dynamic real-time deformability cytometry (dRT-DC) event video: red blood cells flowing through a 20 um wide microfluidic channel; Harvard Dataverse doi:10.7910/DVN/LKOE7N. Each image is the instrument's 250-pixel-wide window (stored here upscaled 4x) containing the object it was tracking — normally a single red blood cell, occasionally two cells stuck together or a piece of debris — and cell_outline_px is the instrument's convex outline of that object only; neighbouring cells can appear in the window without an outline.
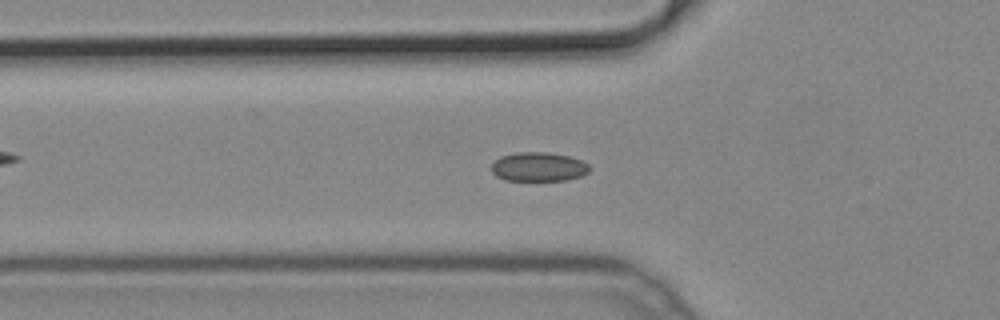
{"species": "common noctule bat (a hibernating species)", "species_latin": "Nyctalus noctula", "temperature_condition": "cold", "stored_images_in_passage": 52, "camera_frame_rate_fps": 3000, "um_per_image_px": 0.085, "animal": {"sex": "male", "body_mass_g": 19.2, "forearm_length_mm": 51.8}, "frame": {"image": 1, "passage_image": 17, "time_ms": 5.333, "image_size_px": [1000, 320], "cell_outline_px": [[588, 172], [580, 176], [564, 180], [504, 180], [496, 176], [492, 172], [492, 164], [500, 156], [516, 152], [548, 152], [568, 156], [580, 160], [588, 164]], "centroid_in_image_um": [45.74, 14.17], "position_along_channel_um": 80.1, "area_um2": 16.47}}
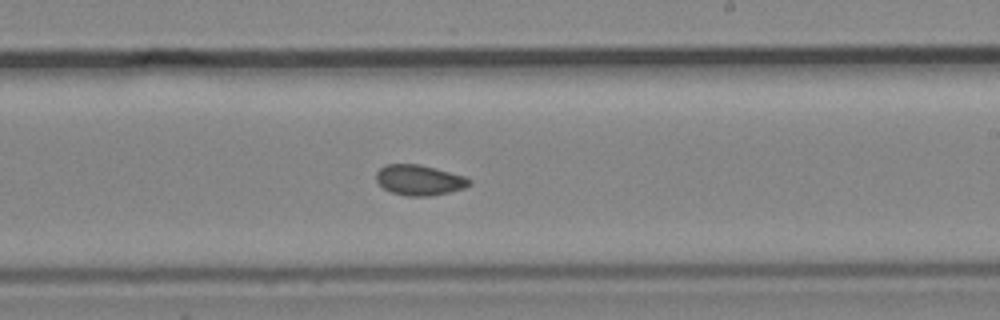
{"frame": {"image": 2, "passage_image": 30, "time_ms": 9.667, "image_size_px": [1000, 320], "cell_outline_px": [[472, 184], [464, 188], [448, 192], [428, 196], [408, 196], [392, 192], [384, 188], [376, 180], [376, 172], [384, 164], [420, 164], [436, 168], [464, 176], [472, 180]], "centroid_in_image_um": [35.65, 15.29], "position_along_channel_um": 253.4, "area_um2": 16.47}}
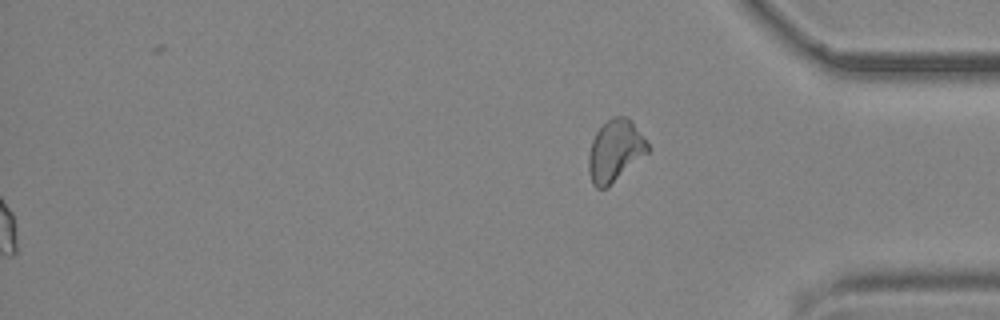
{"frame": {"image": 3, "passage_image": 52, "time_ms": 17.0, "image_size_px": [1000, 320], "cell_outline_px": [[652, 148], [648, 152], [608, 188], [596, 188], [592, 184], [588, 172], [588, 156], [592, 140], [596, 132], [612, 116], [628, 116]], "centroid_in_image_um": [52.28, 12.83], "position_along_channel_um": 382.9, "area_um2": 21.44}}